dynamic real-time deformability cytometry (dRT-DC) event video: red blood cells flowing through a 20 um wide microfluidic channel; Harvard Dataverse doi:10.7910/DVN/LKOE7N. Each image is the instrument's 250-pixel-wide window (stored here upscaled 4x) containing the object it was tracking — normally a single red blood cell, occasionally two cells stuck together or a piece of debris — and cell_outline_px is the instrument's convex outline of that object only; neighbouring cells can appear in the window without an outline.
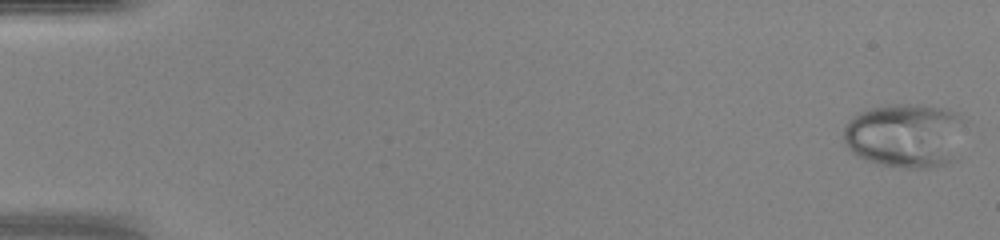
{"species": "human", "species_latin": "Homo sapiens", "temperature_condition": "warm", "stored_images_in_passage": 48, "camera_frame_rate_fps": 3000, "um_per_image_px": 0.085, "donor": {"sex": "female"}, "frame": {"image": 1, "passage_image": 1, "time_ms": 0.0, "image_size_px": [1000, 240], "cell_outline_px": [[968, 120], [956, 160], [948, 164], [932, 168], [904, 168], [880, 164], [864, 160], [856, 156], [848, 148], [844, 140], [844, 128], [848, 120], [852, 116], [860, 112], [872, 108], [892, 104], [920, 104], [944, 108], [960, 112]], "centroid_in_image_um": [77.04, 11.51], "position_along_channel_um": 8.0, "area_um2": 46.99}}
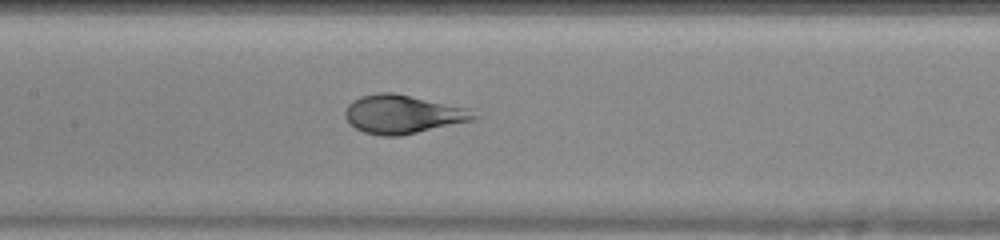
{"frame": {"image": 2, "passage_image": 24, "time_ms": 7.667, "image_size_px": [1000, 240], "cell_outline_px": [[480, 116], [476, 120], [400, 136], [380, 136], [364, 132], [356, 128], [344, 116], [344, 112], [348, 104], [352, 100], [360, 96], [380, 92], [392, 92], [468, 108]], "centroid_in_image_um": [34.25, 9.72], "position_along_channel_um": 173.1, "area_um2": 29.02}}
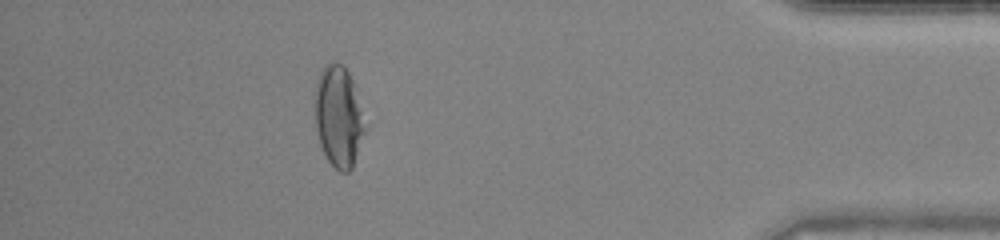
{"frame": {"image": 3, "passage_image": 43, "time_ms": 14.0, "image_size_px": [1000, 240], "cell_outline_px": [[368, 128], [352, 168], [348, 172], [340, 172], [324, 156], [320, 144], [316, 128], [316, 84], [320, 72], [324, 64], [344, 64], [352, 80]], "centroid_in_image_um": [28.81, 9.95], "position_along_channel_um": 406.4, "area_um2": 29.54}, "authors_computed_cell_mechanics": {"area_um2": 31.0097, "velocity_mm_per_s": 4.3644, "shape_relaxation_time_tau1_ms": 3.2882, "shape_relaxation_time_tau2_ms": null, "deformation_change_tau1": 0.2164, "deformation_change_tau2": null}}